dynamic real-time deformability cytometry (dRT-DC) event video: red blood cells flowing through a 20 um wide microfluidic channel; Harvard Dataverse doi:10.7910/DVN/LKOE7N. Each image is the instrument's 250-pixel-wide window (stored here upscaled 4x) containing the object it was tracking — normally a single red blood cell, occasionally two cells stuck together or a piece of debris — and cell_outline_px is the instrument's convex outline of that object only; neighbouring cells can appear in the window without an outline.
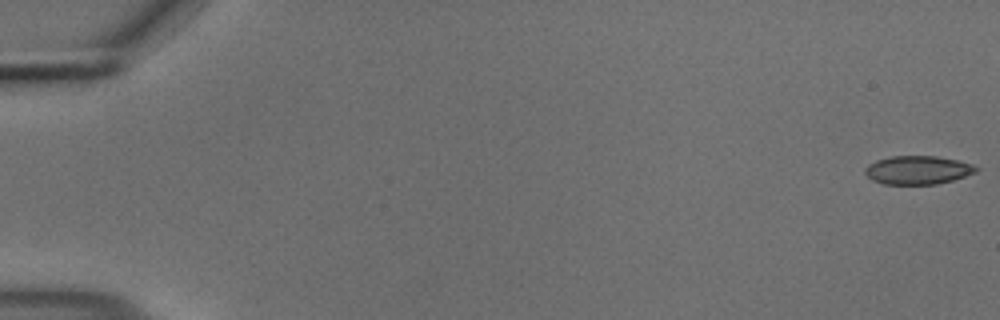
{"species": "common noctule bat (a hibernating species)", "species_latin": "Nyctalus noctula", "temperature_condition": "cold", "stored_images_in_passage": 55, "camera_frame_rate_fps": 3000, "um_per_image_px": 0.085, "animal": {"sex": "male", "body_mass_g": 18.8}, "frame": {"image": 1, "passage_image": 1, "time_ms": 0.0, "image_size_px": [1000, 320], "cell_outline_px": [[980, 168], [976, 172], [952, 180], [936, 184], [884, 184], [872, 180], [864, 172], [864, 168], [868, 164], [876, 160], [892, 156], [936, 156], [956, 160], [972, 164]], "centroid_in_image_um": [77.99, 14.45], "position_along_channel_um": 7.0, "area_um2": 18.38}}
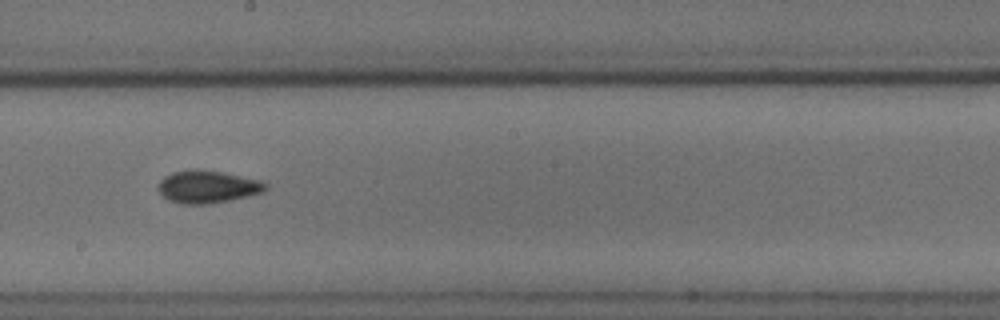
{"frame": {"image": 2, "passage_image": 32, "time_ms": 10.333, "image_size_px": [1000, 320], "cell_outline_px": [[268, 188], [264, 192], [228, 200], [208, 204], [180, 204], [168, 200], [160, 192], [160, 180], [164, 176], [172, 172], [192, 168], [196, 168], [224, 172], [260, 180], [268, 184]], "centroid_in_image_um": [17.65, 15.86], "position_along_channel_um": 230.5, "area_um2": 20.46}}
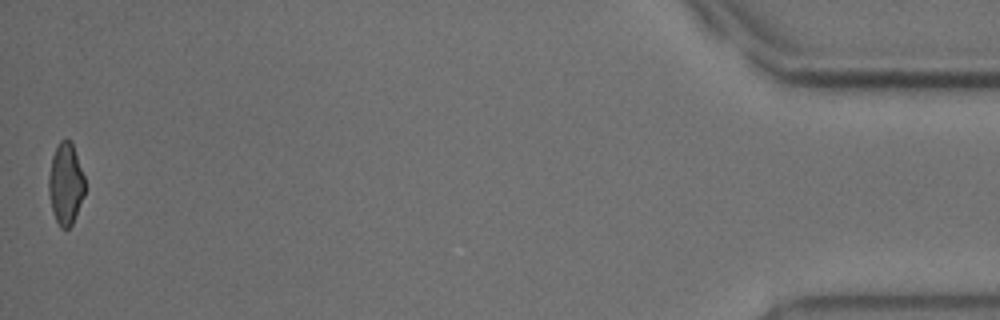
{"frame": {"image": 3, "passage_image": 55, "time_ms": 18.0, "image_size_px": [1000, 320], "cell_outline_px": [[84, 196], [72, 224], [68, 228], [60, 228], [52, 212], [48, 192], [48, 176], [52, 156], [60, 140], [64, 136], [72, 140], [84, 176]], "centroid_in_image_um": [5.57, 15.58], "position_along_channel_um": 429.6, "area_um2": 17.46}, "authors_computed_cell_mechanics": {"area_um2": 18.9584, "velocity_mm_per_s": 3.7119, "shape_relaxation_time_tau1_ms": 4.5136, "shape_relaxation_time_tau2_ms": 4.4649, "deformation_change_tau1": 0.102, "deformation_change_tau2": 0.09}}